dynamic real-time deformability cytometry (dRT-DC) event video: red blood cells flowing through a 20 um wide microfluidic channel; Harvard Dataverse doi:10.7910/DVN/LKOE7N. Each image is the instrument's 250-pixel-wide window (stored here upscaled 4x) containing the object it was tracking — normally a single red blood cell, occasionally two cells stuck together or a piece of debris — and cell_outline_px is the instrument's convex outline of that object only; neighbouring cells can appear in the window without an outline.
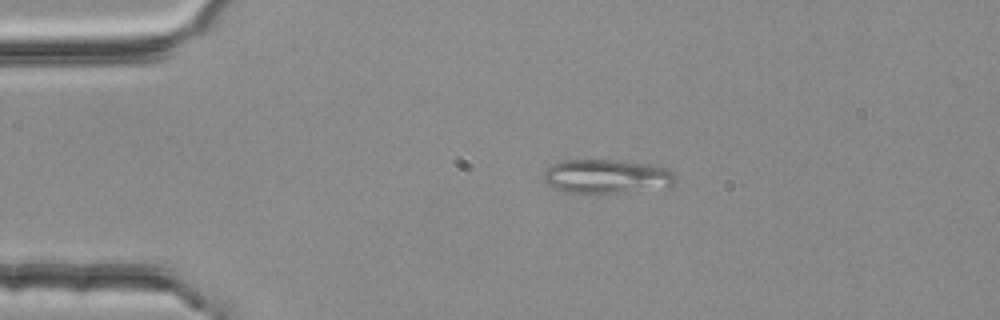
{"species": "common noctule bat (a hibernating species)", "species_latin": "Nyctalus noctula", "temperature_condition": "room temperature", "stored_images_in_passage": 3, "camera_frame_rate_fps": 3000, "um_per_image_px": 0.085, "animal": {"sex": "female", "body_mass_g": 25.1}, "frame": {"image": 1, "passage_image": 2, "time_ms": 0.333, "image_size_px": [1000, 320], "cell_outline_px": [[676, 180], [668, 188], [596, 196], [588, 196], [564, 192], [548, 184], [544, 180], [544, 172], [552, 164], [564, 160], [620, 160], [656, 164], [668, 168], [672, 172]], "centroid_in_image_um": [51.61, 15.04], "position_along_channel_um": 33.4, "area_um2": 27.46}}